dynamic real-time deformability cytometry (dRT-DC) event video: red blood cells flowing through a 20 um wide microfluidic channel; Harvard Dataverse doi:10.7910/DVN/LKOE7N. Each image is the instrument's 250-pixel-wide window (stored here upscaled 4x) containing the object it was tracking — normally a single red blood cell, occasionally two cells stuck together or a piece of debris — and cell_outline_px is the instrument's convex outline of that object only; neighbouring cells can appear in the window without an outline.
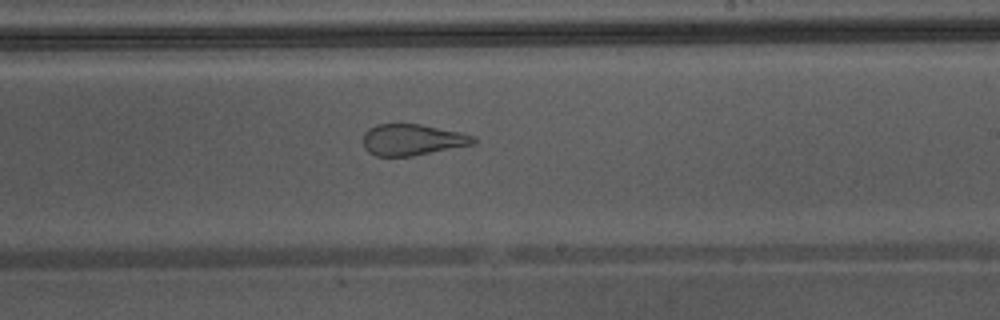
{"species": "Egyptian fruit bat (a non-hibernating species)", "species_latin": "Rousettus aegyptiacus", "temperature_condition": "warm", "stored_images_in_passage": 44, "camera_frame_rate_fps": 3000, "um_per_image_px": 0.085, "animal": {"sex": "male"}, "frame": {"image": 1, "passage_image": 31, "time_ms": 10.0, "image_size_px": [1000, 320], "cell_outline_px": [[476, 144], [412, 156], [376, 156], [368, 152], [364, 148], [364, 132], [368, 128], [376, 124], [420, 124], [460, 132], [476, 136]], "centroid_in_image_um": [35.06, 11.88], "position_along_channel_um": 253.9, "area_um2": 20.23}}